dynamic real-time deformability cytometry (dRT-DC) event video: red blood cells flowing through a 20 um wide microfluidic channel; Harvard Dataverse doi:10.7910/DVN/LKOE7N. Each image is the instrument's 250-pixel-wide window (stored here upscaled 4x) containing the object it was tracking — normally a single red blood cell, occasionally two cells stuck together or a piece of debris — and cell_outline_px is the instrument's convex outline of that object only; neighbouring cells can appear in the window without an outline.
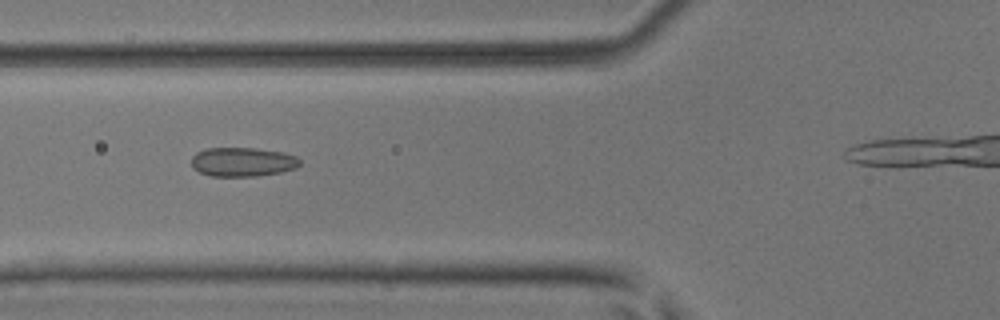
{"species": "common noctule bat (a hibernating species)", "species_latin": "Nyctalus noctula", "temperature_condition": "room temperature", "stored_images_in_passage": 37, "camera_frame_rate_fps": 3000, "um_per_image_px": 0.085, "animal": {"sex": "male", "body_mass_g": 17.9, "forearm_length_mm": 54.2}, "frame": {"image": 1, "passage_image": 13, "time_ms": 4.0, "image_size_px": [1000, 320], "cell_outline_px": [[300, 164], [296, 168], [280, 172], [256, 176], [212, 176], [200, 172], [192, 168], [192, 156], [196, 152], [208, 148], [256, 148], [284, 152], [296, 156], [300, 160]], "centroid_in_image_um": [20.62, 13.76], "position_along_channel_um": 105.2, "area_um2": 18.44}}
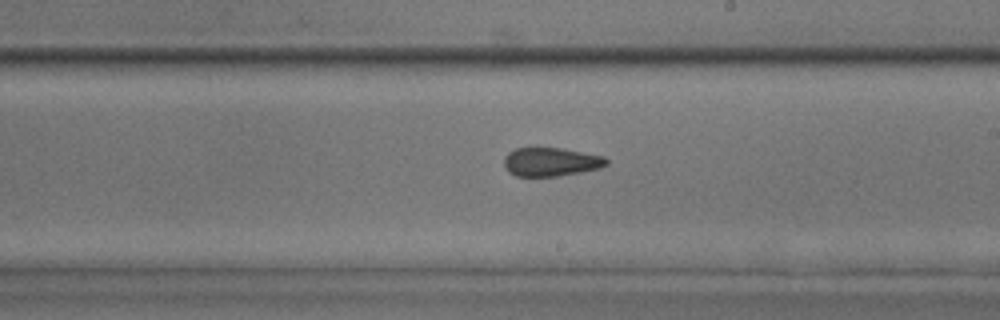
{"frame": {"image": 2, "passage_image": 23, "time_ms": 7.333, "image_size_px": [1000, 320], "cell_outline_px": [[608, 164], [600, 168], [580, 172], [556, 176], [516, 176], [508, 172], [504, 164], [504, 156], [508, 152], [516, 148], [532, 144], [560, 148], [604, 156], [608, 160]], "centroid_in_image_um": [46.77, 13.71], "position_along_channel_um": 242.2, "area_um2": 17.69}}
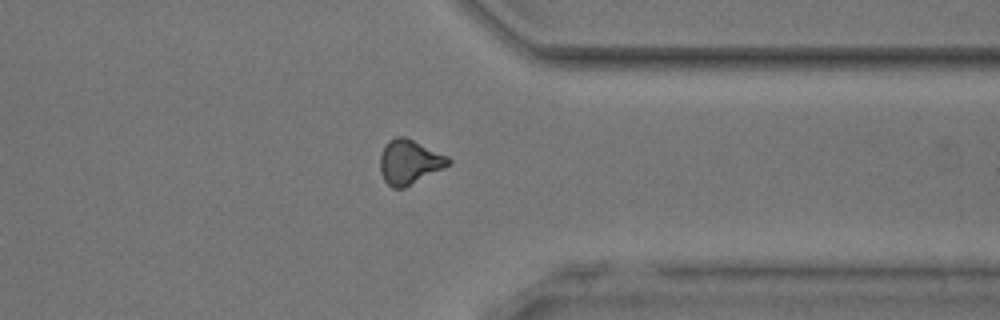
{"frame": {"image": 3, "passage_image": 33, "time_ms": 10.667, "image_size_px": [1000, 320], "cell_outline_px": [[452, 164], [404, 188], [392, 188], [384, 180], [380, 172], [380, 152], [384, 144], [388, 140], [396, 136], [404, 136], [448, 156], [452, 160]], "centroid_in_image_um": [34.78, 13.76], "position_along_channel_um": 376.6, "area_um2": 17.86}}